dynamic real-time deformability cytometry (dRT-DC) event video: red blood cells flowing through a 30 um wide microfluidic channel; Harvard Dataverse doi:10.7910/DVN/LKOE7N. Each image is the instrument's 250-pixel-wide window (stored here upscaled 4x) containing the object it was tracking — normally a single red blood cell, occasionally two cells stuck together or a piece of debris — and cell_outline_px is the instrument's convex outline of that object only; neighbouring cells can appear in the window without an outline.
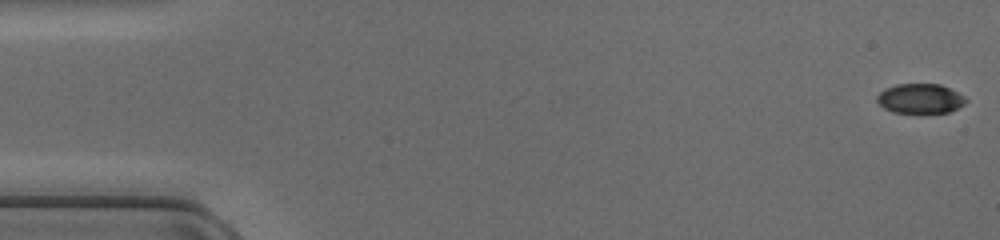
{"species": "common noctule bat (a hibernating species)", "species_latin": "Nyctalus noctula", "temperature_condition": "cold", "stored_images_in_passage": 47, "camera_frame_rate_fps": 3000, "um_per_image_px": 0.085, "animal": {"sex": "female", "body_mass_g": 17.0, "forearm_length_mm": 48.0}, "frame": {"image": 1, "passage_image": 1, "time_ms": 0.0, "image_size_px": [1000, 240], "cell_outline_px": [[968, 100], [964, 104], [948, 112], [892, 112], [884, 108], [876, 100], [876, 96], [884, 88], [896, 84], [940, 84], [964, 96]], "centroid_in_image_um": [78.18, 8.36], "position_along_channel_um": 6.8, "area_um2": 15.2}}
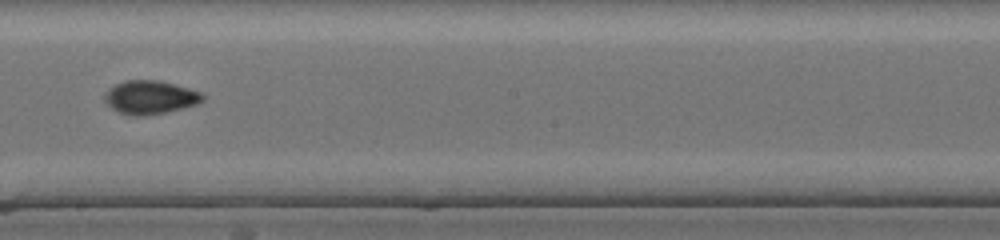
{"frame": {"image": 2, "passage_image": 27, "time_ms": 8.667, "image_size_px": [1000, 240], "cell_outline_px": [[204, 100], [196, 104], [164, 112], [144, 116], [136, 116], [120, 112], [112, 108], [104, 100], [104, 92], [108, 88], [116, 84], [128, 80], [156, 80], [204, 92]], "centroid_in_image_um": [12.75, 8.26], "position_along_channel_um": 235.4, "area_um2": 18.9}}
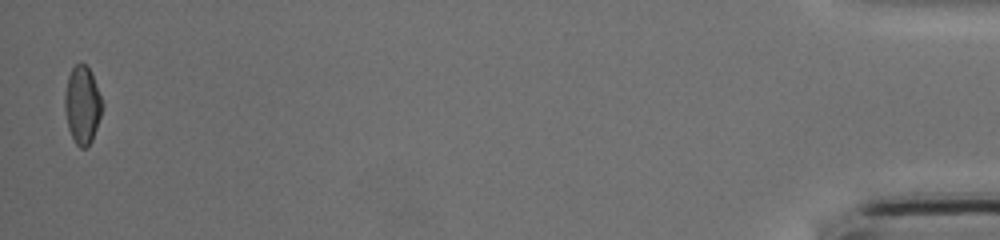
{"frame": {"image": 3, "passage_image": 47, "time_ms": 15.333, "image_size_px": [1000, 240], "cell_outline_px": [[104, 104], [92, 140], [88, 148], [80, 148], [76, 144], [68, 128], [64, 108], [64, 96], [68, 76], [72, 68], [80, 60], [92, 72]], "centroid_in_image_um": [7.0, 8.9], "position_along_channel_um": 428.2, "area_um2": 17.17}}